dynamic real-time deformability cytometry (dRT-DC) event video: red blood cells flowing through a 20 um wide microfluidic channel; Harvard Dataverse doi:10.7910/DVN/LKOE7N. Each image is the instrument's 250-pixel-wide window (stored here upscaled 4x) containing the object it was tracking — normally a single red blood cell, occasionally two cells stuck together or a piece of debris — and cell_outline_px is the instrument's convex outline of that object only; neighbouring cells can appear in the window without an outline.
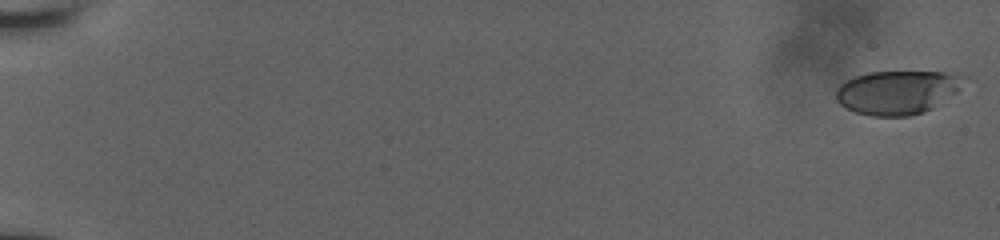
{"species": "human", "species_latin": "Homo sapiens", "temperature_condition": "room temperature", "stored_images_in_passage": 19, "camera_frame_rate_fps": 3000, "um_per_image_px": 0.085, "donor": {"sex": "male"}, "frame": {"image": 1, "passage_image": 1, "time_ms": 0.0, "image_size_px": [1000, 240], "cell_outline_px": [[968, 80], [956, 92], [932, 108], [924, 112], [908, 116], [872, 116], [856, 112], [840, 104], [836, 100], [836, 88], [844, 80], [868, 72], [960, 72], [968, 76]], "centroid_in_image_um": [76.32, 7.82], "position_along_channel_um": 8.7, "area_um2": 32.95}}
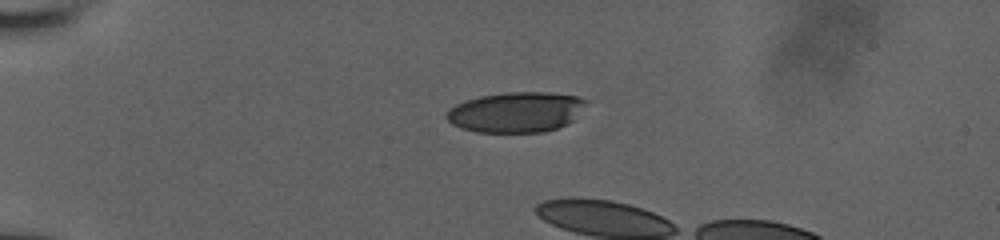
{"frame": {"image": 2, "passage_image": 16, "time_ms": 5.0, "image_size_px": [1000, 240], "cell_outline_px": [[592, 100], [568, 124], [544, 132], [476, 132], [460, 128], [452, 124], [444, 116], [456, 104], [464, 100], [480, 96], [508, 92], [548, 92], [576, 96]], "centroid_in_image_um": [43.9, 9.52], "position_along_channel_um": 41.1, "area_um2": 33.0}}